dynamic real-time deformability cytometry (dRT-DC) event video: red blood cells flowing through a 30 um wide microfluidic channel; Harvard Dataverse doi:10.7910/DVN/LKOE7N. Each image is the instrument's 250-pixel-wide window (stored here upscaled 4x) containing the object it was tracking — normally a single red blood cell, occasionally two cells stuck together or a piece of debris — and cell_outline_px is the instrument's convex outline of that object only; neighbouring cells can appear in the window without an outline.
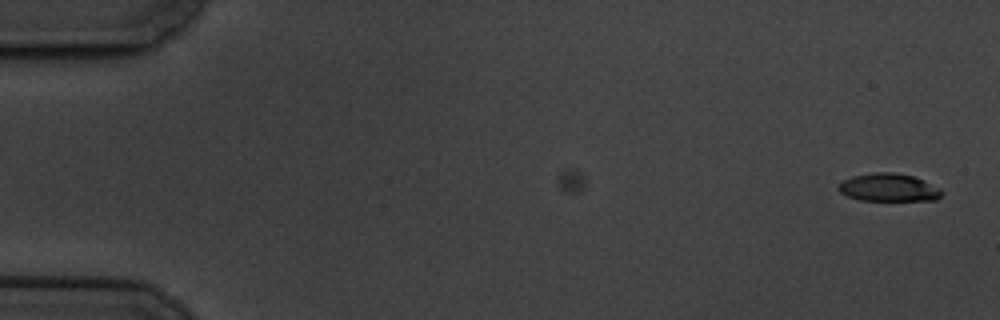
{"species": "common noctule bat (a hibernating species)", "species_latin": "Nyctalus noctula", "temperature_condition": "cold", "stored_images_in_passage": 49, "camera_frame_rate_fps": 3000, "um_per_image_px": 0.085, "animal": {"sex": "male", "body_mass_g": 19.5, "forearm_length_mm": 54.6}, "frame": {"image": 1, "passage_image": 1, "time_ms": 0.0, "image_size_px": [1000, 320], "cell_outline_px": [[944, 192], [936, 200], [860, 200], [848, 196], [840, 192], [836, 188], [844, 180], [852, 176], [876, 172], [892, 172], [912, 176], [940, 188]], "centroid_in_image_um": [75.53, 15.94], "position_along_channel_um": 9.5, "area_um2": 16.59}}
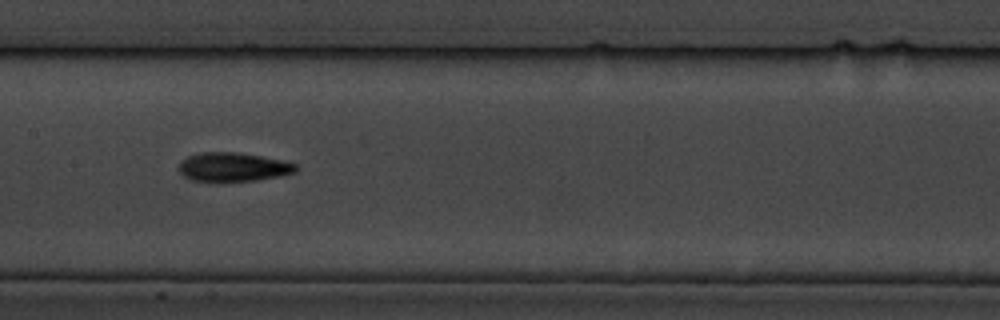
{"frame": {"image": 2, "passage_image": 28, "time_ms": 9.0, "image_size_px": [1000, 320], "cell_outline_px": [[296, 172], [280, 176], [256, 180], [216, 184], [192, 180], [184, 176], [176, 168], [180, 160], [188, 156], [200, 152], [240, 152], [280, 160], [296, 164]], "centroid_in_image_um": [19.72, 14.23], "position_along_channel_um": 187.7, "area_um2": 20.4}}
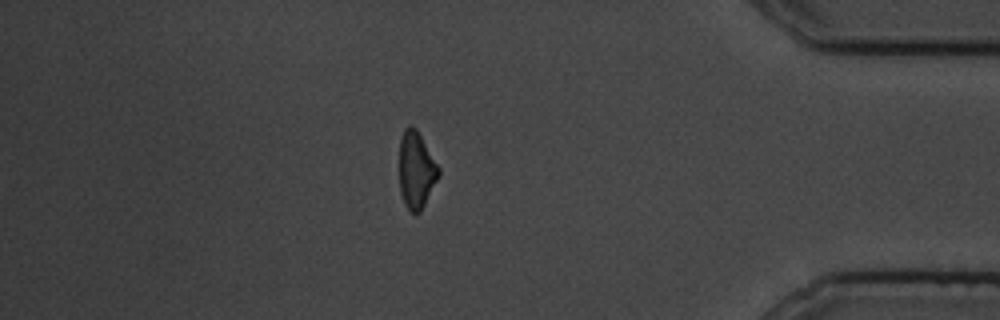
{"frame": {"image": 3, "passage_image": 49, "time_ms": 16.0, "image_size_px": [1000, 320], "cell_outline_px": [[440, 176], [420, 212], [412, 212], [404, 204], [400, 192], [400, 136], [404, 128], [408, 124], [412, 124], [416, 128], [440, 168]], "centroid_in_image_um": [35.38, 14.42], "position_along_channel_um": 399.8, "area_um2": 17.69}, "authors_computed_cell_mechanics": {"area_um2": 18.7272, "velocity_mm_per_s": 3.5199, "shape_relaxation_time_tau1_ms": 6.8754, "shape_relaxation_time_tau2_ms": 5.1902, "deformation_change_tau1": 0.176, "deformation_change_tau2": 0.1269}}